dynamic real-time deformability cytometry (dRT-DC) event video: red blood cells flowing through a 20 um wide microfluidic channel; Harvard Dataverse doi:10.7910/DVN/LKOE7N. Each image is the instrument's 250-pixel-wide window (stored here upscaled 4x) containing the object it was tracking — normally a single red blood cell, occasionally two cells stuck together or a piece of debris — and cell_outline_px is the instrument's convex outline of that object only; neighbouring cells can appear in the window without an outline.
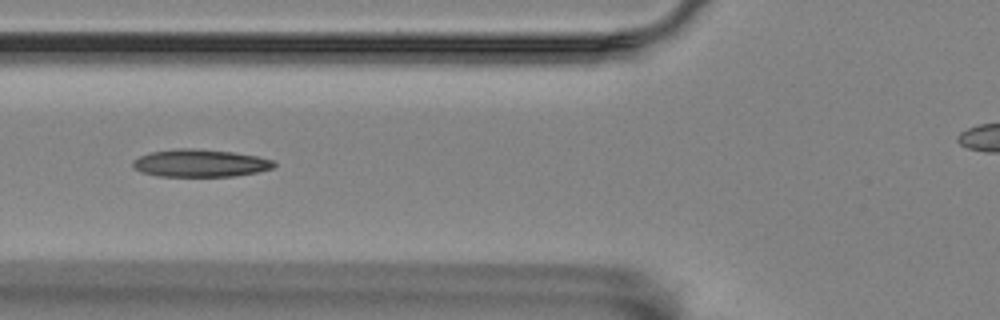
{"species": "Egyptian fruit bat (a non-hibernating species)", "species_latin": "Rousettus aegyptiacus", "temperature_condition": "room temperature", "stored_images_in_passage": 10, "camera_frame_rate_fps": 3000, "um_per_image_px": 0.085, "animal": {"sex": "female"}, "frame": {"image": 1, "passage_image": 5, "time_ms": 1.333, "image_size_px": [1000, 320], "cell_outline_px": [[276, 164], [272, 168], [256, 172], [236, 176], [160, 176], [140, 172], [132, 168], [132, 160], [140, 156], [152, 152], [176, 148], [192, 148], [232, 152], [256, 156], [272, 160]], "centroid_in_image_um": [16.96, 13.87], "position_along_channel_um": 108.8, "area_um2": 22.6}}
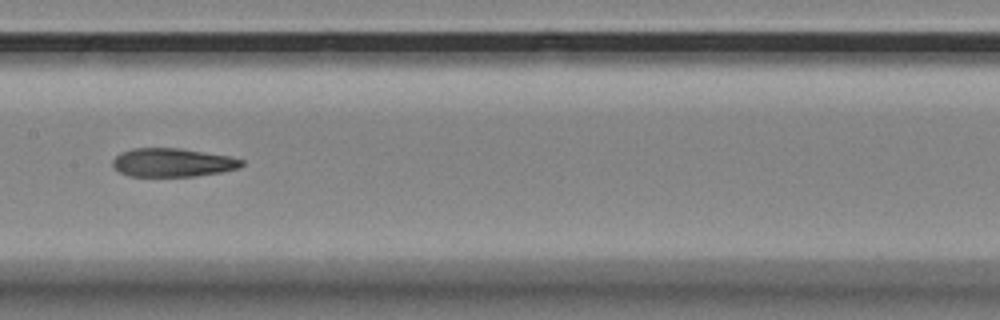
{"frame": {"image": 2, "passage_image": 7, "time_ms": 2.0, "image_size_px": [1000, 320], "cell_outline_px": [[244, 164], [240, 168], [220, 172], [196, 176], [128, 176], [112, 168], [112, 160], [120, 152], [132, 148], [180, 148], [228, 156], [244, 160]], "centroid_in_image_um": [14.64, 13.81], "position_along_channel_um": 192.8, "area_um2": 21.56}}
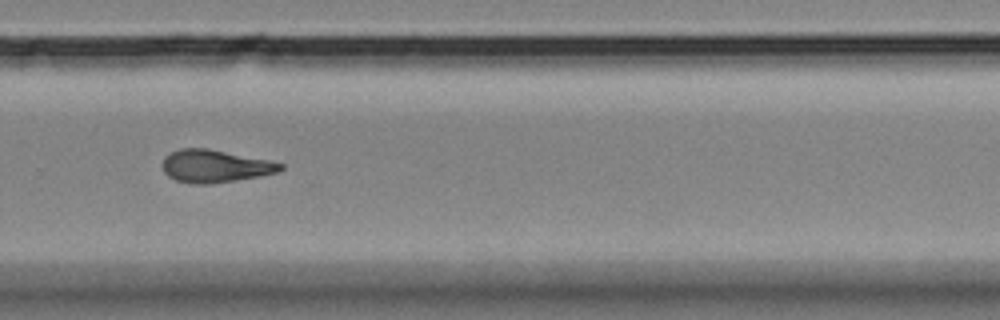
{"frame": {"image": 3, "passage_image": 10, "time_ms": 3.0, "image_size_px": [1000, 320], "cell_outline_px": [[284, 168], [276, 172], [260, 176], [212, 184], [192, 184], [176, 180], [168, 176], [164, 172], [164, 156], [180, 148], [208, 148], [268, 160], [284, 164]], "centroid_in_image_um": [18.27, 14.12], "position_along_channel_um": 311.5, "area_um2": 22.31}}